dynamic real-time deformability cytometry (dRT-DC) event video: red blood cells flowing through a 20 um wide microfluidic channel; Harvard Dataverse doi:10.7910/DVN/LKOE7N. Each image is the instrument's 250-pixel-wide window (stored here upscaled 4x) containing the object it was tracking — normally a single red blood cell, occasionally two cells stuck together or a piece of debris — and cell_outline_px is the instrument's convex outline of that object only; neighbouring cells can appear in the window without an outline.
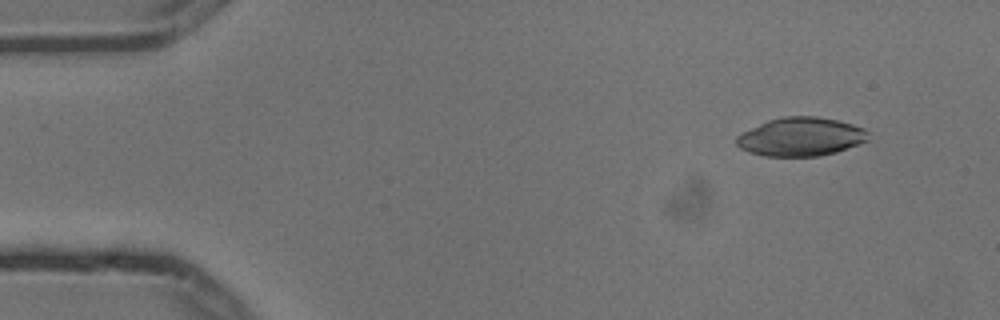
{"species": "common noctule bat (a hibernating species)", "species_latin": "Nyctalus noctula", "temperature_condition": "cold", "stored_images_in_passage": 4, "camera_frame_rate_fps": 3000, "um_per_image_px": 0.085, "animal": {"sex": "male", "body_mass_g": 13.3}, "frame": {"image": 1, "passage_image": 1, "time_ms": 0.0, "image_size_px": [1000, 320], "cell_outline_px": [[868, 140], [836, 152], [820, 156], [764, 156], [748, 152], [740, 148], [736, 144], [736, 136], [768, 120], [784, 116], [816, 116], [836, 120], [852, 124], [864, 128], [868, 132]], "centroid_in_image_um": [68.06, 11.63], "position_along_channel_um": 16.9, "area_um2": 29.48}}